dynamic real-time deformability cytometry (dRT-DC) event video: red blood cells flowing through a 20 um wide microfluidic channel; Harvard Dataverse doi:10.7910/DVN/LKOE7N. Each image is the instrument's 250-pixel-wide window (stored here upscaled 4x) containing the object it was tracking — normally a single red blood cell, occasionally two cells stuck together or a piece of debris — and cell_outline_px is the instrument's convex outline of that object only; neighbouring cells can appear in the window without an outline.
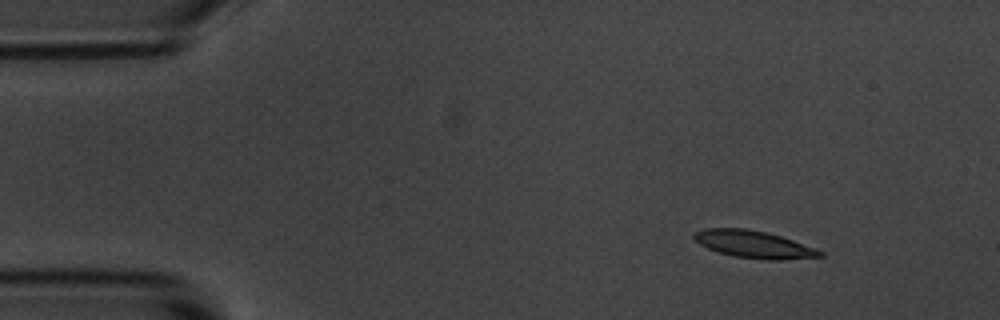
{"species": "common noctule bat (a hibernating species)", "species_latin": "Nyctalus noctula", "temperature_condition": "room temperature", "stored_images_in_passage": 4, "camera_frame_rate_fps": 3000, "um_per_image_px": 0.085, "animal": {"sex": "male", "body_mass_g": 20.1, "forearm_length_mm": 53.5}, "frame": {"image": 1, "passage_image": 1, "time_ms": 0.0, "image_size_px": [1000, 320], "cell_outline_px": [[824, 256], [780, 260], [768, 260], [732, 256], [716, 252], [700, 244], [692, 236], [696, 232], [704, 228], [744, 228], [768, 232], [792, 240], [824, 252]], "centroid_in_image_um": [64.05, 20.77], "position_along_channel_um": 21.0, "area_um2": 19.94}}
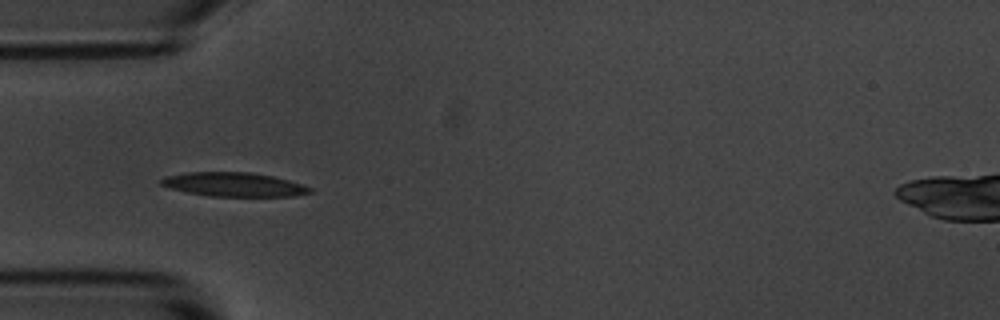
{"frame": {"image": 2, "passage_image": 4, "time_ms": 3.333, "image_size_px": [1000, 320], "cell_outline_px": [[312, 192], [292, 196], [208, 196], [168, 188], [160, 184], [160, 180], [164, 176], [188, 172], [252, 172], [272, 176], [288, 180], [312, 188]], "centroid_in_image_um": [19.83, 15.68], "position_along_channel_um": 65.2, "area_um2": 20.75}}